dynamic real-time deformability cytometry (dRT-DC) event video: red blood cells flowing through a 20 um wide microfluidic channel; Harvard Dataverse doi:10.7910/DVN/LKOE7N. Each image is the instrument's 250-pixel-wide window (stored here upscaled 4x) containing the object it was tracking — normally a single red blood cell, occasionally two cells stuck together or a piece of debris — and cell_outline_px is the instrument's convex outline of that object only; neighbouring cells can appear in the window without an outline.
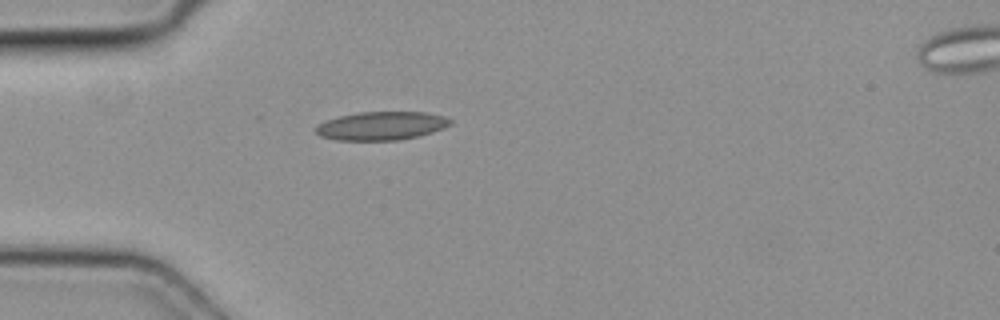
{"species": "common noctule bat (a hibernating species)", "species_latin": "Nyctalus noctula", "temperature_condition": "cold", "stored_images_in_passage": 2, "camera_frame_rate_fps": 3000, "um_per_image_px": 0.085, "animal": {"sex": "female", "body_mass_g": 19.3, "forearm_length_mm": 54.1}, "frame": {"image": 1, "passage_image": 1, "time_ms": 0.0, "image_size_px": [1000, 320], "cell_outline_px": [[452, 124], [444, 128], [420, 136], [400, 140], [336, 140], [320, 136], [316, 132], [316, 128], [320, 124], [328, 120], [340, 116], [360, 112], [424, 112], [444, 116], [452, 120]], "centroid_in_image_um": [32.47, 10.7], "position_along_channel_um": 52.5, "area_um2": 22.2}}